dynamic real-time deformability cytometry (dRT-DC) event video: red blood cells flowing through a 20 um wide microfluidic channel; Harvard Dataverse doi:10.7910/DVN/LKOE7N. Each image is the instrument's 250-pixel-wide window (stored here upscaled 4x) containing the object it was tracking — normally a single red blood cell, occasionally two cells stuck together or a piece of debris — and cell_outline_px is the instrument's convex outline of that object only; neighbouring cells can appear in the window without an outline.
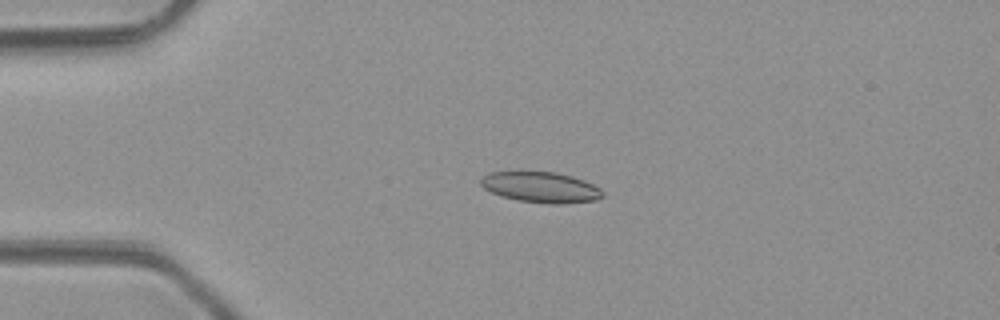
{"species": "common noctule bat (a hibernating species)", "species_latin": "Nyctalus noctula", "temperature_condition": "room temperature", "stored_images_in_passage": 6, "camera_frame_rate_fps": 3000, "um_per_image_px": 0.085, "animal": {"sex": "male", "body_mass_g": 23.1, "forearm_length_mm": 52.7}, "frame": {"image": 1, "passage_image": 4, "time_ms": 3.667, "image_size_px": [1000, 320], "cell_outline_px": [[604, 196], [596, 200], [560, 204], [552, 204], [516, 200], [500, 196], [484, 188], [480, 184], [480, 180], [488, 172], [520, 168], [556, 172], [572, 176], [584, 180], [600, 188], [604, 192]], "centroid_in_image_um": [45.91, 15.86], "position_along_channel_um": 39.1, "area_um2": 22.77}}